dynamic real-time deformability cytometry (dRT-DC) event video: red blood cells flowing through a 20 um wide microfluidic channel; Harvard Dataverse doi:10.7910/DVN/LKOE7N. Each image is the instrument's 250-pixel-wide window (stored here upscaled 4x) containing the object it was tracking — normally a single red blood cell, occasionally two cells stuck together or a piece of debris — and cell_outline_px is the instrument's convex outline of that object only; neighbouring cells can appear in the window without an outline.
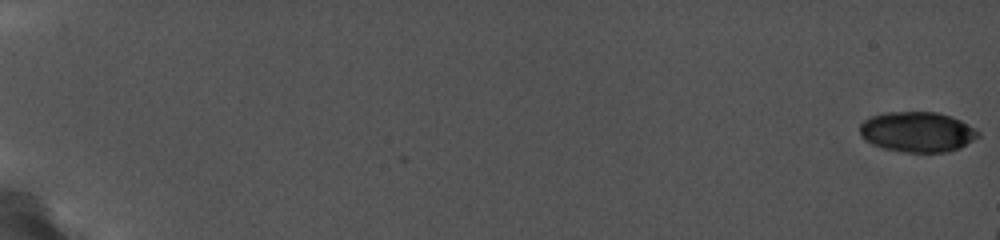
{"species": "common noctule bat (a hibernating species)", "species_latin": "Nyctalus noctula", "temperature_condition": "cold", "stored_images_in_passage": 2, "camera_frame_rate_fps": 5000, "um_per_image_px": 0.085, "animal": {"sex": "female", "body_mass_g": 19.0, "forearm_length_mm": 56.7}, "frame": {"image": 1, "passage_image": 1, "time_ms": 0.0, "image_size_px": [1000, 240], "cell_outline_px": [[980, 136], [960, 148], [948, 152], [908, 152], [884, 148], [872, 144], [864, 140], [860, 136], [860, 124], [864, 120], [872, 116], [884, 112], [936, 112], [952, 116], [960, 120], [980, 132]], "centroid_in_image_um": [77.97, 11.21], "position_along_channel_um": 7.0, "area_um2": 27.8}}